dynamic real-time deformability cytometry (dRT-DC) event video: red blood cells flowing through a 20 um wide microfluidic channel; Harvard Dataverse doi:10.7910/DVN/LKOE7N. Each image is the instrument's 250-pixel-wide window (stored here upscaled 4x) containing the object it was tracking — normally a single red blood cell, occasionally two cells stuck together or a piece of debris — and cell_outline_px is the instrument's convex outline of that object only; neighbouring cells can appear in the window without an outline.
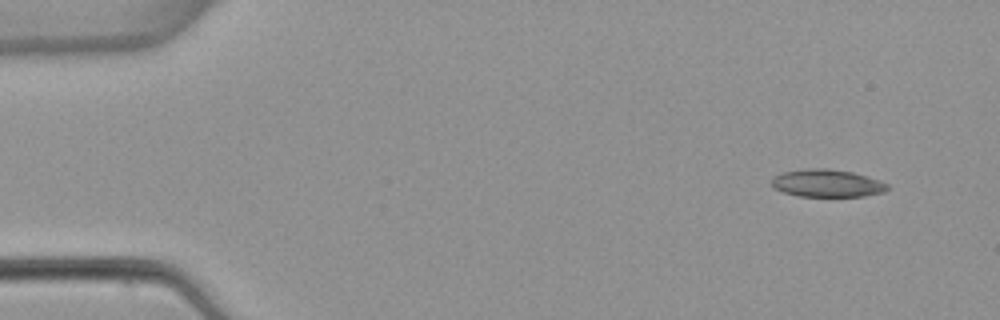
{"species": "common noctule bat (a hibernating species)", "species_latin": "Nyctalus noctula", "temperature_condition": "warm", "stored_images_in_passage": 4, "camera_frame_rate_fps": 3000, "um_per_image_px": 0.085, "animal": {"sex": "female", "body_mass_g": 22.7, "forearm_length_mm": 54.2}, "frame": {"image": 1, "passage_image": 1, "time_ms": 0.0, "image_size_px": [1000, 320], "cell_outline_px": [[892, 188], [884, 192], [864, 196], [800, 196], [784, 192], [776, 188], [772, 184], [772, 176], [784, 172], [808, 168], [828, 168], [852, 172], [868, 176], [880, 180], [888, 184]], "centroid_in_image_um": [70.36, 15.57], "position_along_channel_um": 14.6, "area_um2": 18.67}}
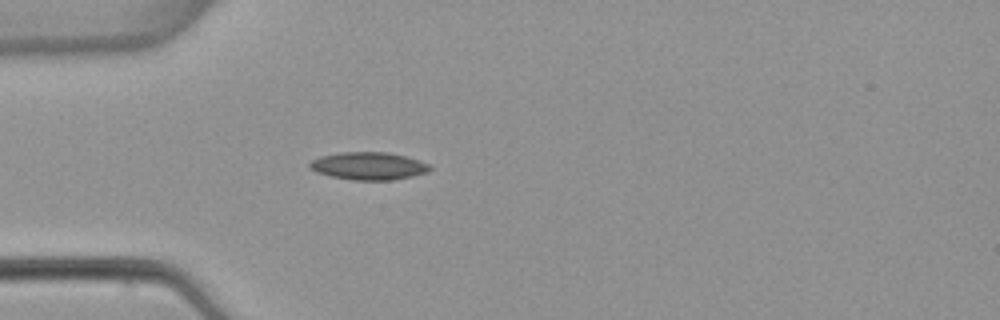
{"frame": {"image": 2, "passage_image": 4, "time_ms": 3.667, "image_size_px": [1000, 320], "cell_outline_px": [[432, 168], [428, 172], [412, 176], [392, 180], [352, 180], [332, 176], [316, 172], [308, 168], [308, 164], [312, 160], [320, 156], [340, 152], [388, 152], [404, 156], [432, 164]], "centroid_in_image_um": [31.33, 14.1], "position_along_channel_um": 53.7, "area_um2": 19.48}}